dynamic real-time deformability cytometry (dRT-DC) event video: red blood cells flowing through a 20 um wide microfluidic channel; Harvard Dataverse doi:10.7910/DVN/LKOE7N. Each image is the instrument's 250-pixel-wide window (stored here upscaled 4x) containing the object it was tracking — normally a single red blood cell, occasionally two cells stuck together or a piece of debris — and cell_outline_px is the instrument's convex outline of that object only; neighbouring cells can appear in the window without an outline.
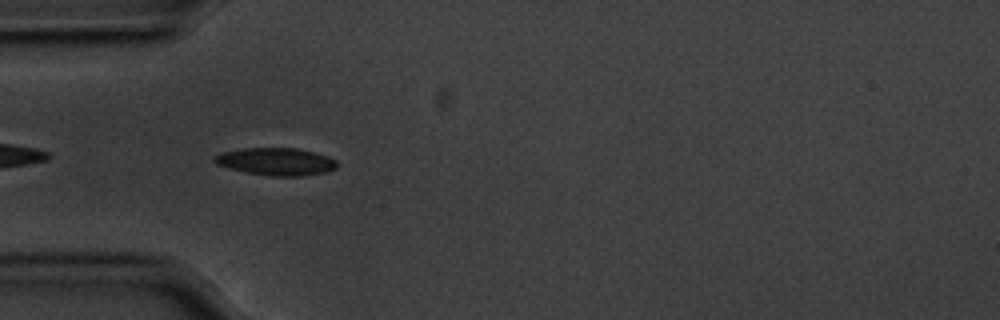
{"species": "common noctule bat (a hibernating species)", "species_latin": "Nyctalus noctula", "temperature_condition": "cold", "stored_images_in_passage": 17, "camera_frame_rate_fps": 3000, "um_per_image_px": 0.085, "animal": {"sex": "male", "body_mass_g": 20.1, "forearm_length_mm": 53.5}, "frame": {"image": 1, "passage_image": 3, "time_ms": 0.667, "image_size_px": [1000, 320], "cell_outline_px": [[336, 168], [324, 172], [304, 176], [272, 176], [248, 172], [216, 164], [212, 160], [216, 156], [224, 152], [244, 148], [296, 148], [328, 156], [336, 160]], "centroid_in_image_um": [23.49, 13.73], "position_along_channel_um": 61.5, "area_um2": 19.25}}
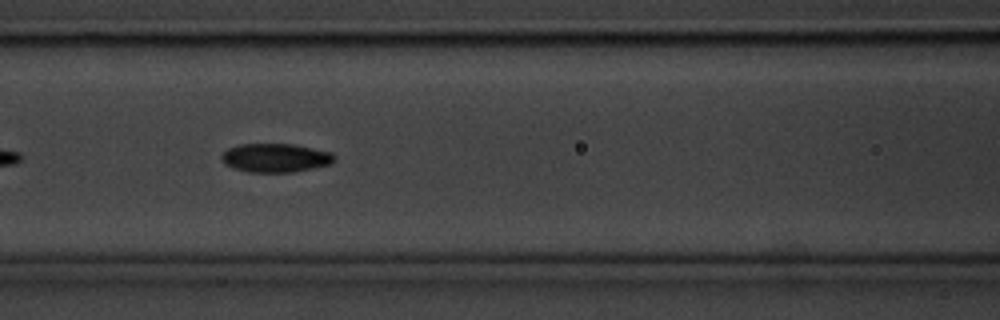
{"frame": {"image": 2, "passage_image": 10, "time_ms": 3.0, "image_size_px": [1000, 320], "cell_outline_px": [[336, 160], [332, 164], [292, 172], [248, 172], [232, 168], [224, 164], [220, 156], [228, 148], [240, 144], [292, 144], [332, 152], [336, 156]], "centroid_in_image_um": [23.42, 13.42], "position_along_channel_um": 143.2, "area_um2": 19.02}}